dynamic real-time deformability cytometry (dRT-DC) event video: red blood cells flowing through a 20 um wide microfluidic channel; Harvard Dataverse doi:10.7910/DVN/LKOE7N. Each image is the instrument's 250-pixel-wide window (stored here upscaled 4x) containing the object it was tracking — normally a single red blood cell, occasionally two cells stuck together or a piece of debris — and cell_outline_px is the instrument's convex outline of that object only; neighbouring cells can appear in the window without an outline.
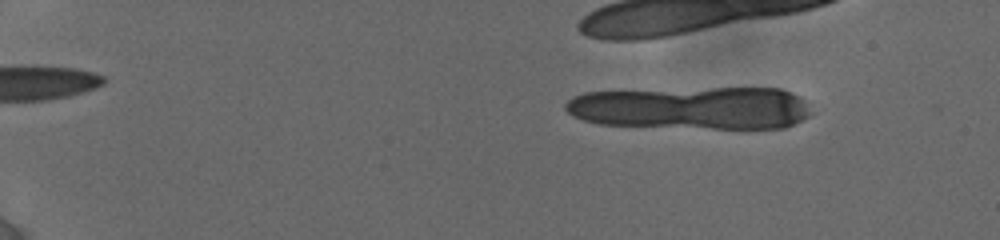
{"species": "human", "species_latin": "Homo sapiens", "temperature_condition": "cold", "stored_images_in_passage": 32, "camera_frame_rate_fps": 3000, "um_per_image_px": 0.085, "donor": {"sex": "female"}, "frame": {"image": 1, "passage_image": 15, "time_ms": 2.333, "image_size_px": [1000, 240], "cell_outline_px": [[812, 112], [808, 116], [784, 128], [712, 128], [600, 124], [584, 120], [572, 116], [564, 108], [564, 104], [572, 96], [584, 92], [712, 88], [780, 88], [792, 92], [800, 96], [804, 100]], "centroid_in_image_um": [58.8, 9.17], "position_along_channel_um": 26.2, "area_um2": 61.21}}